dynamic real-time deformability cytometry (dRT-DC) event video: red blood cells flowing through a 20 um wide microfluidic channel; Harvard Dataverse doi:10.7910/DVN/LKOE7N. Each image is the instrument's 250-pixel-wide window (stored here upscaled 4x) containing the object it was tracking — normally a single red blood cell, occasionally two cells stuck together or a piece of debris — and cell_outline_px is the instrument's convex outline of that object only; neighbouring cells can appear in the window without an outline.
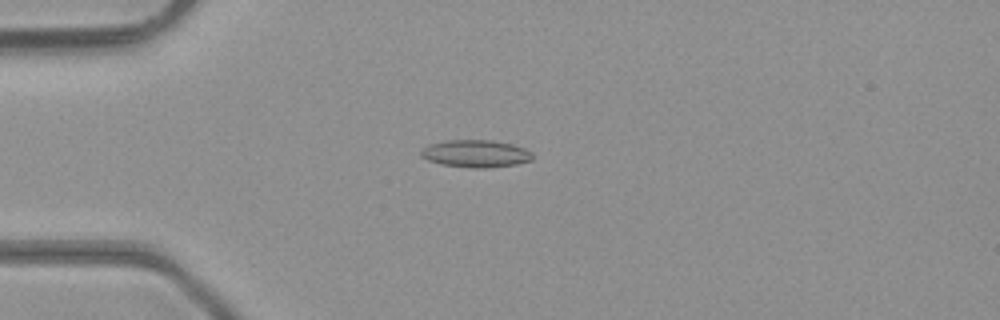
{"species": "common noctule bat (a hibernating species)", "species_latin": "Nyctalus noctula", "temperature_condition": "room temperature", "stored_images_in_passage": 36, "camera_frame_rate_fps": 3000, "um_per_image_px": 0.085, "animal": {"sex": "male", "body_mass_g": 23.1, "forearm_length_mm": 52.7}, "frame": {"image": 1, "passage_image": 1, "time_ms": 0.0, "image_size_px": [1000, 320], "cell_outline_px": [[532, 160], [516, 164], [484, 168], [472, 168], [440, 164], [428, 160], [420, 156], [420, 152], [428, 144], [444, 140], [492, 140], [512, 144], [524, 148], [532, 152]], "centroid_in_image_um": [40.41, 13.05], "position_along_channel_um": 44.6, "area_um2": 17.86}}
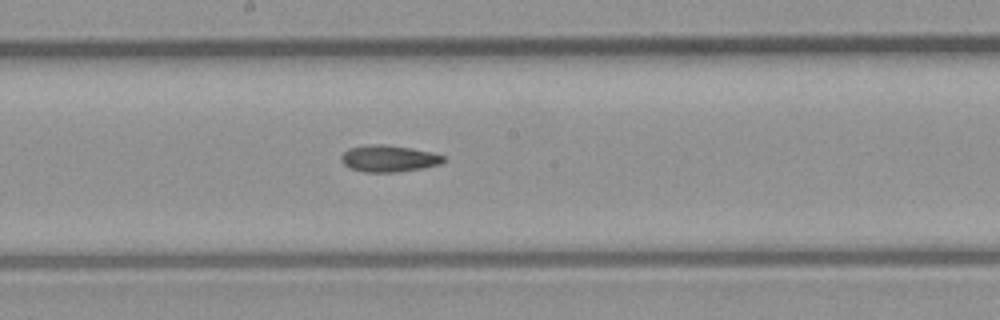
{"frame": {"image": 2, "passage_image": 14, "time_ms": 4.333, "image_size_px": [1000, 320], "cell_outline_px": [[444, 160], [440, 164], [424, 168], [396, 172], [364, 172], [348, 168], [340, 160], [340, 156], [348, 148], [372, 144], [384, 144], [412, 148], [432, 152], [444, 156]], "centroid_in_image_um": [33.02, 13.48], "position_along_channel_um": 215.2, "area_um2": 16.01}}
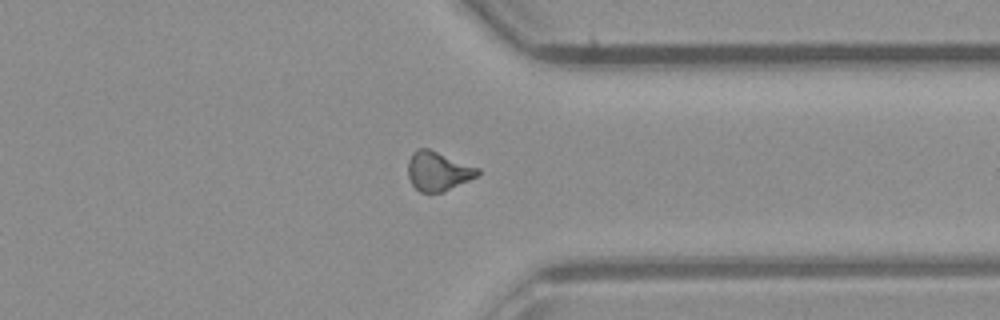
{"frame": {"image": 3, "passage_image": 25, "time_ms": 8.0, "image_size_px": [1000, 320], "cell_outline_px": [[480, 172], [476, 176], [444, 192], [420, 192], [412, 184], [408, 176], [408, 160], [412, 152], [416, 148], [428, 148], [480, 168]], "centroid_in_image_um": [37.21, 14.53], "position_along_channel_um": 374.2, "area_um2": 15.9}}